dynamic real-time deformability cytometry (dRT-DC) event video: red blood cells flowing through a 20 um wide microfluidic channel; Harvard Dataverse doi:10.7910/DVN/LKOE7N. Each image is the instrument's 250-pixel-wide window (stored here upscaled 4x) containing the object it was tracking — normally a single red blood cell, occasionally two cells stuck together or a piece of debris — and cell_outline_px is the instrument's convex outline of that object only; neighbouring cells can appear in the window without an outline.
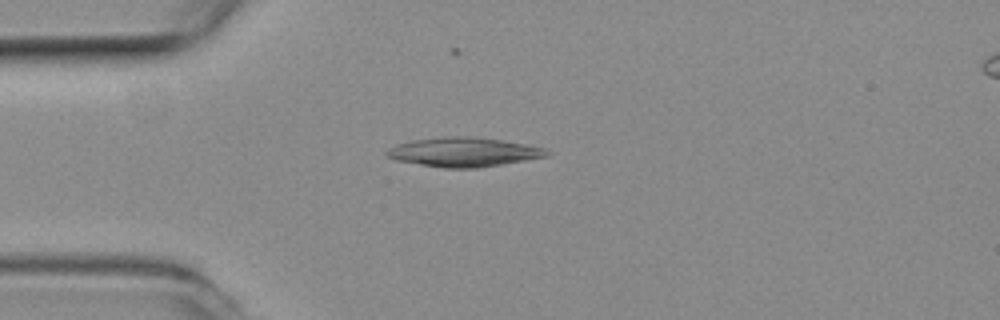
{"species": "common noctule bat (a hibernating species)", "species_latin": "Nyctalus noctula", "temperature_condition": "room temperature", "stored_images_in_passage": 56, "camera_frame_rate_fps": 3000, "um_per_image_px": 0.085, "animal": {"sex": "female", "body_mass_g": 19.3, "forearm_length_mm": 54.1}, "frame": {"image": 1, "passage_image": 14, "time_ms": 4.333, "image_size_px": [1000, 320], "cell_outline_px": [[552, 152], [548, 156], [476, 168], [444, 168], [396, 160], [384, 156], [384, 152], [388, 148], [396, 144], [412, 140], [444, 136], [476, 136], [504, 140], [544, 148]], "centroid_in_image_um": [39.37, 12.91], "position_along_channel_um": 45.6, "area_um2": 27.4}}
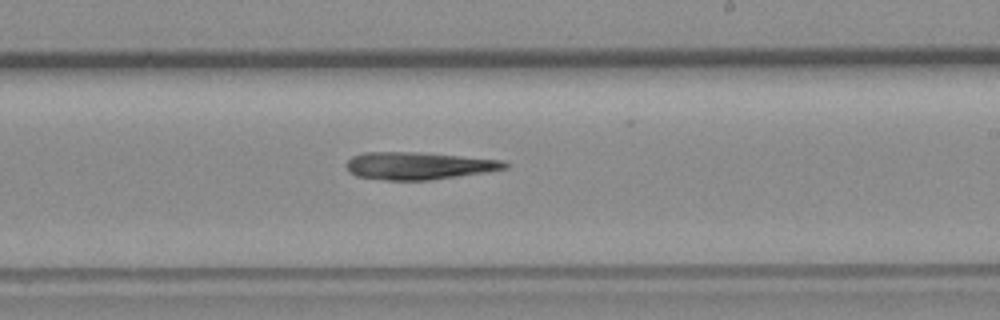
{"frame": {"image": 2, "passage_image": 32, "time_ms": 10.333, "image_size_px": [1000, 320], "cell_outline_px": [[508, 168], [488, 172], [432, 180], [384, 180], [356, 176], [348, 172], [348, 160], [352, 156], [364, 152], [416, 152], [504, 160], [508, 164]], "centroid_in_image_um": [35.6, 14.09], "position_along_channel_um": 253.4, "area_um2": 25.37}}
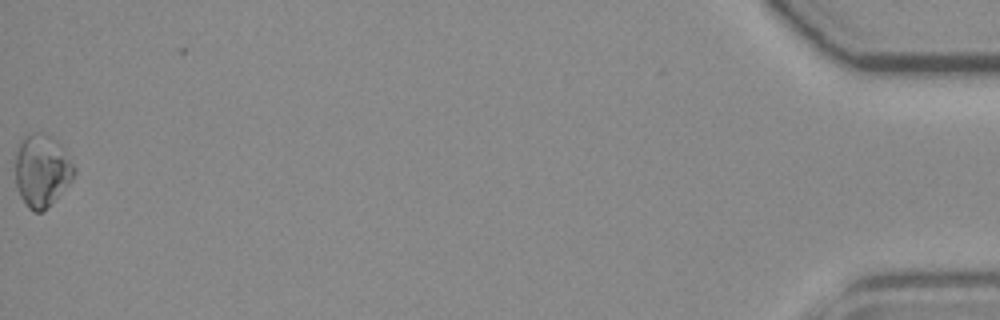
{"frame": {"image": 3, "passage_image": 55, "time_ms": 18.0, "image_size_px": [1000, 320], "cell_outline_px": [[76, 172], [72, 180], [40, 212], [32, 212], [28, 208], [20, 196], [16, 188], [16, 148], [20, 140], [28, 132], [44, 132], [52, 136], [64, 148], [76, 168]], "centroid_in_image_um": [3.54, 14.43], "position_along_channel_um": 431.7, "area_um2": 24.91}}